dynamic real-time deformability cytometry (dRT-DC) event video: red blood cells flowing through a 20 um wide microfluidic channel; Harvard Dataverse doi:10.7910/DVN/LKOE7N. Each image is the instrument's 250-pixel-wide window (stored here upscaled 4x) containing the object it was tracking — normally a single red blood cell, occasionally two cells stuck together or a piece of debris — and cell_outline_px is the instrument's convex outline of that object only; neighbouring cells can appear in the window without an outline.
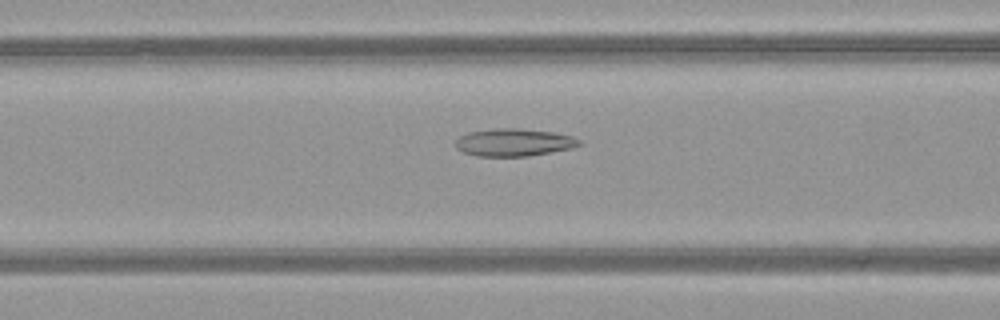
{"species": "common noctule bat (a hibernating species)", "species_latin": "Nyctalus noctula", "temperature_condition": "warm", "stored_images_in_passage": 50, "camera_frame_rate_fps": 3000, "um_per_image_px": 0.085, "animal": {"sex": "female", "body_mass_g": 21.9}, "frame": {"image": 1, "passage_image": 20, "time_ms": 6.333, "image_size_px": [1000, 320], "cell_outline_px": [[584, 144], [572, 148], [528, 156], [476, 156], [464, 152], [456, 148], [456, 140], [460, 136], [468, 132], [492, 128], [516, 128], [552, 132], [572, 136], [580, 140]], "centroid_in_image_um": [43.68, 12.1], "position_along_channel_um": 122.9, "area_um2": 19.88}}
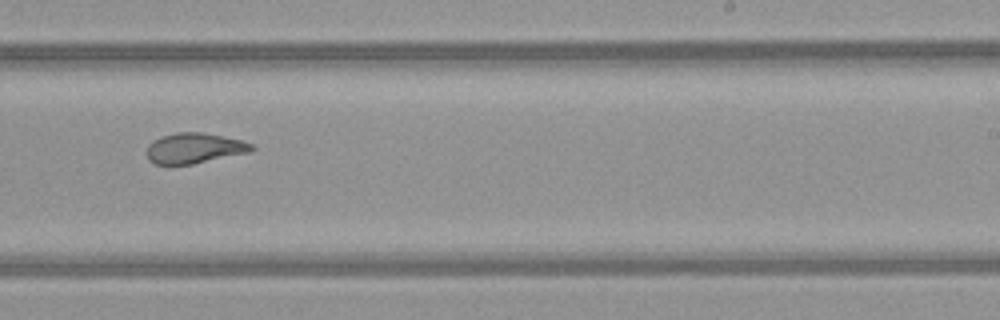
{"frame": {"image": 2, "passage_image": 31, "time_ms": 10.0, "image_size_px": [1000, 320], "cell_outline_px": [[256, 148], [252, 152], [192, 164], [152, 164], [148, 160], [148, 144], [152, 140], [160, 136], [176, 132], [200, 132], [240, 140], [252, 144]], "centroid_in_image_um": [16.51, 12.6], "position_along_channel_um": 272.5, "area_um2": 18.61}}
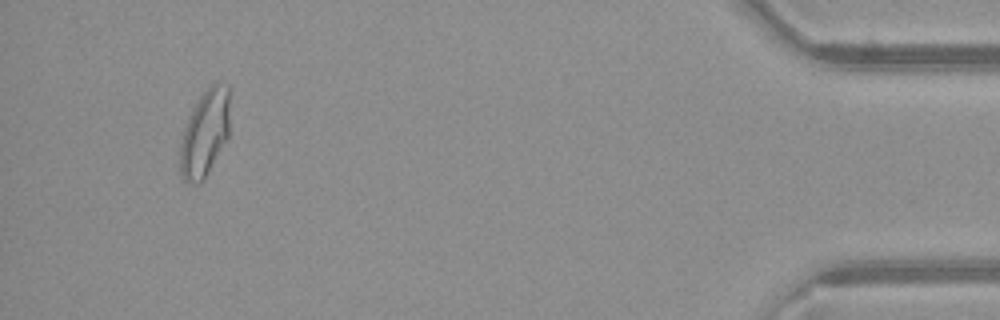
{"frame": {"image": 3, "passage_image": 47, "time_ms": 15.333, "image_size_px": [1000, 320], "cell_outline_px": [[228, 136], [204, 180], [200, 184], [192, 184], [184, 180], [180, 176], [180, 144], [184, 128], [200, 96], [216, 80], [228, 84]], "centroid_in_image_um": [17.4, 11.36], "position_along_channel_um": 417.8, "area_um2": 24.8}, "authors_computed_cell_mechanics": {"area_um2": 22.6865, "velocity_mm_per_s": 4.0822, "shape_relaxation_time_tau1_ms": null, "shape_relaxation_time_tau2_ms": 1.524, "deformation_change_tau1": null, "deformation_change_tau2": 0.0862}}